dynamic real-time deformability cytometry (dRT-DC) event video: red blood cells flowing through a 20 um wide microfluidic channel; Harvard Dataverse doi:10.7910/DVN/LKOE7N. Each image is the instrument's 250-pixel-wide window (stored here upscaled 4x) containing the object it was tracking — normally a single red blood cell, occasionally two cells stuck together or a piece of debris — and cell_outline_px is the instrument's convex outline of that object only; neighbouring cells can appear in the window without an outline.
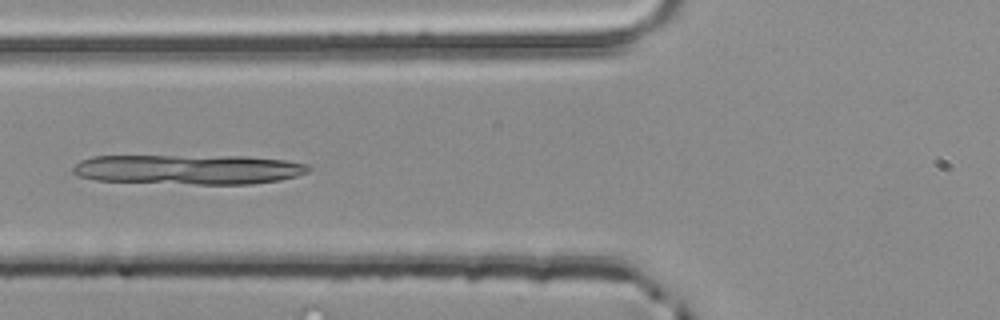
{"species": "common noctule bat (a hibernating species)", "species_latin": "Nyctalus noctula", "temperature_condition": "room temperature", "stored_images_in_passage": 5, "camera_frame_rate_fps": 3000, "um_per_image_px": 0.085, "animal": {"sex": "male", "body_mass_g": 20.4}, "frame": {"image": 1, "passage_image": 5, "time_ms": 1.333, "image_size_px": [1000, 320], "cell_outline_px": [[312, 168], [308, 172], [296, 176], [280, 180], [252, 184], [196, 184], [96, 180], [76, 176], [72, 172], [72, 168], [80, 160], [92, 156], [244, 156], [284, 160], [308, 164]], "centroid_in_image_um": [16.03, 14.4], "position_along_channel_um": 109.8, "area_um2": 41.04}}